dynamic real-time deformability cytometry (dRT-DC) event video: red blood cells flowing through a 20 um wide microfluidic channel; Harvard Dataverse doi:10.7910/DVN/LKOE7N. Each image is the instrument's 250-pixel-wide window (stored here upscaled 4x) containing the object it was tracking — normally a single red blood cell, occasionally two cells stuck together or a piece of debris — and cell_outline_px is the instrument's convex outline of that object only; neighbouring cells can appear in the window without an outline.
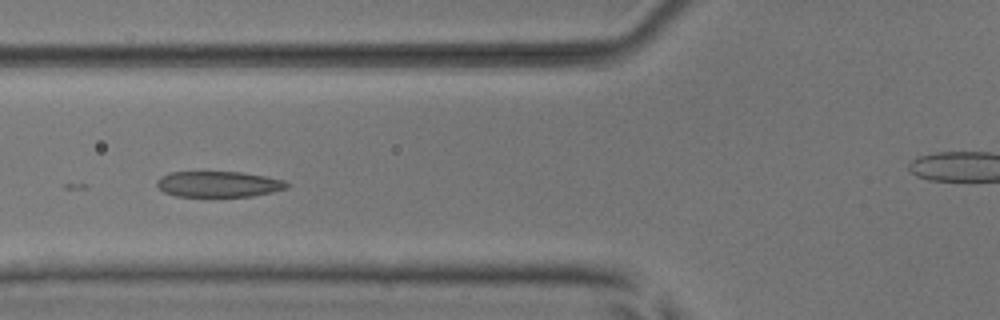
{"species": "common noctule bat (a hibernating species)", "species_latin": "Nyctalus noctula", "temperature_condition": "room temperature", "stored_images_in_passage": 9, "camera_frame_rate_fps": 3000, "um_per_image_px": 0.085, "animal": {"sex": "male", "body_mass_g": 17.9, "forearm_length_mm": 54.2}, "frame": {"image": 1, "passage_image": 6, "time_ms": 5.667, "image_size_px": [1000, 320], "cell_outline_px": [[288, 188], [272, 192], [252, 196], [176, 196], [164, 192], [156, 184], [156, 180], [160, 176], [172, 172], [244, 172], [284, 180], [288, 184]], "centroid_in_image_um": [18.57, 15.65], "position_along_channel_um": 107.2, "area_um2": 19.48}}
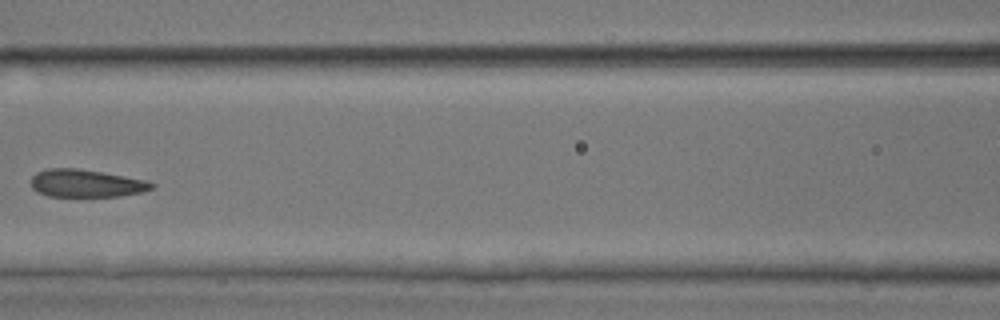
{"frame": {"image": 2, "passage_image": 7, "time_ms": 7.0, "image_size_px": [1000, 320], "cell_outline_px": [[156, 184], [152, 188], [140, 192], [120, 196], [48, 196], [36, 192], [32, 188], [32, 176], [36, 172], [48, 168], [76, 168], [100, 172], [144, 180]], "centroid_in_image_um": [7.26, 15.58], "position_along_channel_um": 159.3, "area_um2": 19.19}}
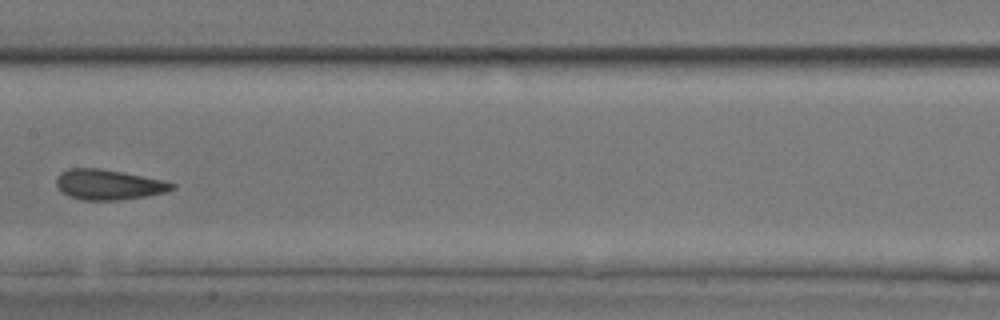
{"frame": {"image": 3, "passage_image": 8, "time_ms": 8.0, "image_size_px": [1000, 320], "cell_outline_px": [[176, 188], [164, 192], [144, 196], [120, 200], [84, 200], [68, 196], [56, 184], [56, 180], [60, 172], [68, 168], [100, 168], [124, 172], [164, 180], [176, 184]], "centroid_in_image_um": [9.24, 15.68], "position_along_channel_um": 198.2, "area_um2": 20.35}}